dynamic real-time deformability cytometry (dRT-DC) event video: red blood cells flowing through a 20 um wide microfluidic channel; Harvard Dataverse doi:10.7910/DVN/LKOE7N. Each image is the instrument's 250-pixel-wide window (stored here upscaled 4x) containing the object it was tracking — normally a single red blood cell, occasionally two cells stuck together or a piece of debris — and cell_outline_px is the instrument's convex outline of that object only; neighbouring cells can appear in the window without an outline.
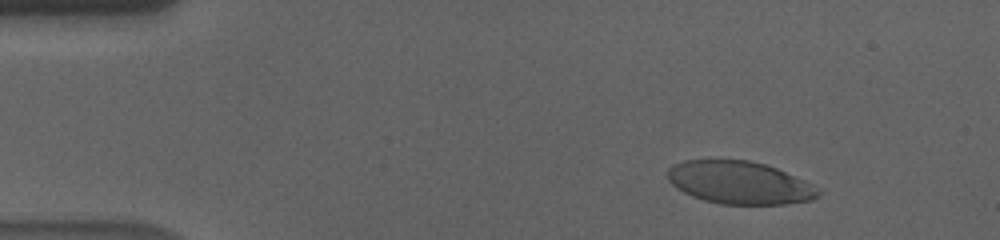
{"species": "human", "species_latin": "Homo sapiens", "temperature_condition": "cold", "stored_images_in_passage": 52, "camera_frame_rate_fps": 3000, "um_per_image_px": 0.085, "donor": {"sex": "male"}, "frame": {"image": 1, "passage_image": 7, "time_ms": 2.0, "image_size_px": [1000, 240], "cell_outline_px": [[820, 196], [812, 200], [788, 204], [720, 204], [704, 200], [692, 196], [676, 188], [668, 180], [668, 168], [672, 164], [684, 160], [748, 160], [764, 164], [776, 168], [812, 184], [820, 192]], "centroid_in_image_um": [62.84, 15.53], "position_along_channel_um": 22.2, "area_um2": 37.45}}
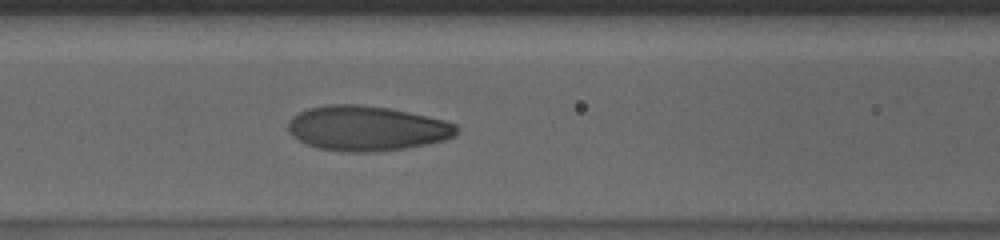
{"frame": {"image": 2, "passage_image": 24, "time_ms": 7.667, "image_size_px": [1000, 240], "cell_outline_px": [[460, 128], [456, 136], [444, 140], [404, 148], [376, 152], [344, 152], [316, 148], [292, 136], [288, 132], [288, 120], [292, 116], [308, 108], [328, 104], [360, 104], [388, 108], [408, 112], [444, 120], [456, 124]], "centroid_in_image_um": [31.16, 10.91], "position_along_channel_um": 135.4, "area_um2": 44.27}}
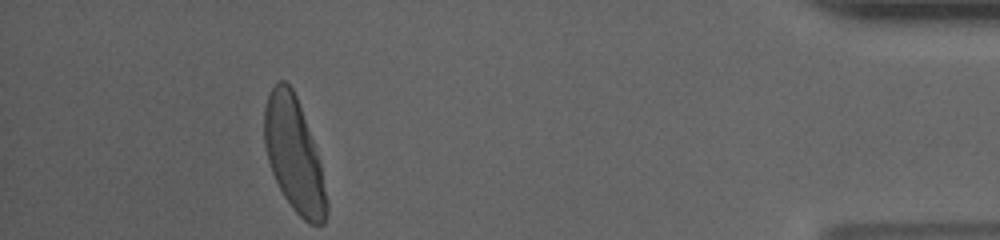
{"frame": {"image": 3, "passage_image": 52, "time_ms": 17.0, "image_size_px": [1000, 240], "cell_outline_px": [[328, 212], [324, 224], [308, 224], [292, 208], [284, 196], [272, 172], [268, 160], [264, 144], [264, 108], [268, 96], [272, 88], [280, 80], [284, 80], [292, 88], [296, 96], [312, 140], [320, 164], [328, 204]], "centroid_in_image_um": [24.98, 13.19], "position_along_channel_um": 410.2, "area_um2": 40.63}, "authors_computed_cell_mechanics": {"area_um2": 42.0206, "velocity_mm_per_s": 3.5475, "shape_relaxation_time_tau1_ms": 3.2195, "shape_relaxation_time_tau2_ms": null, "deformation_change_tau1": 0.2009, "deformation_change_tau2": null}}